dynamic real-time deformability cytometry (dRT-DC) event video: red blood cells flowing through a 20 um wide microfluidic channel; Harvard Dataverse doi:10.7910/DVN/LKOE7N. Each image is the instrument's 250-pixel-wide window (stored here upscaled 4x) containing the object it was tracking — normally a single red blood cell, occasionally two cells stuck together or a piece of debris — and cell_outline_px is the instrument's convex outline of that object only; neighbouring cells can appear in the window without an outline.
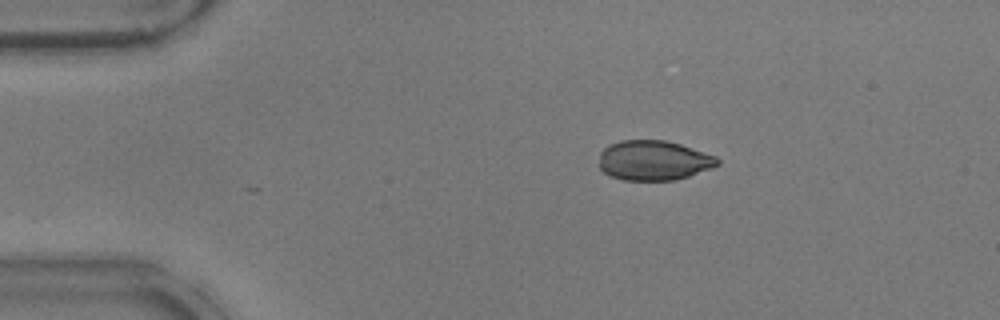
{"species": "common noctule bat (a hibernating species)", "species_latin": "Nyctalus noctula", "temperature_condition": "warm", "stored_images_in_passage": 4, "camera_frame_rate_fps": 3000, "um_per_image_px": 0.085, "animal": {"sex": "male", "body_mass_g": 17.9}, "frame": {"image": 1, "passage_image": 3, "time_ms": 0.667, "image_size_px": [1000, 320], "cell_outline_px": [[720, 164], [712, 168], [676, 180], [624, 180], [612, 176], [604, 172], [600, 168], [600, 152], [608, 144], [620, 140], [664, 140], [680, 144], [716, 156], [720, 160]], "centroid_in_image_um": [55.57, 13.63], "position_along_channel_um": 29.4, "area_um2": 27.51}}